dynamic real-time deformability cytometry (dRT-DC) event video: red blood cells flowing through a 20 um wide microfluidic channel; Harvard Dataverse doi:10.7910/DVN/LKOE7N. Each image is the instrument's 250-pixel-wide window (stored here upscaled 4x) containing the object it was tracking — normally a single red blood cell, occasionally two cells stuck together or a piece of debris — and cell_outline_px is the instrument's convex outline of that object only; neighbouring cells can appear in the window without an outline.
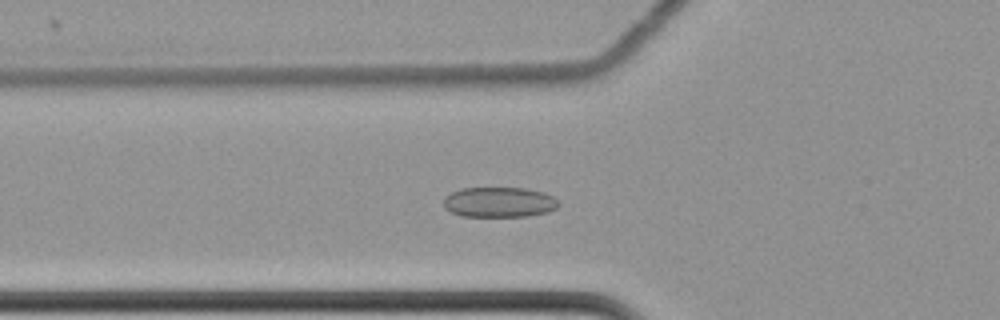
{"species": "common noctule bat (a hibernating species)", "species_latin": "Nyctalus noctula", "temperature_condition": "cold", "stored_images_in_passage": 63, "camera_frame_rate_fps": 3000, "um_per_image_px": 0.085, "animal": {"sex": "female", "body_mass_g": 22.7, "forearm_length_mm": 54.2}, "frame": {"image": 1, "passage_image": 25, "time_ms": 8.0, "image_size_px": [1000, 320], "cell_outline_px": [[560, 204], [556, 208], [548, 212], [528, 216], [460, 216], [444, 208], [444, 196], [460, 188], [524, 188], [544, 192], [552, 196]], "centroid_in_image_um": [42.42, 17.18], "position_along_channel_um": 83.4, "area_um2": 20.29}}
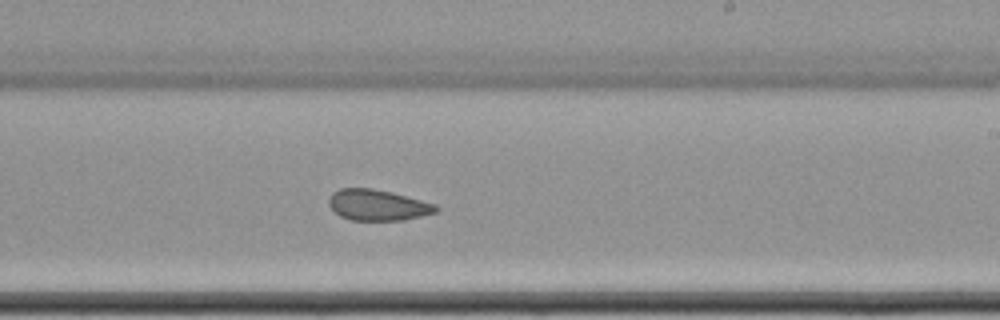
{"frame": {"image": 2, "passage_image": 40, "time_ms": 13.0, "image_size_px": [1000, 320], "cell_outline_px": [[440, 208], [436, 212], [404, 220], [352, 220], [340, 216], [328, 204], [328, 200], [332, 192], [340, 188], [372, 188], [392, 192], [436, 204]], "centroid_in_image_um": [32.1, 17.42], "position_along_channel_um": 256.9, "area_um2": 19.31}}
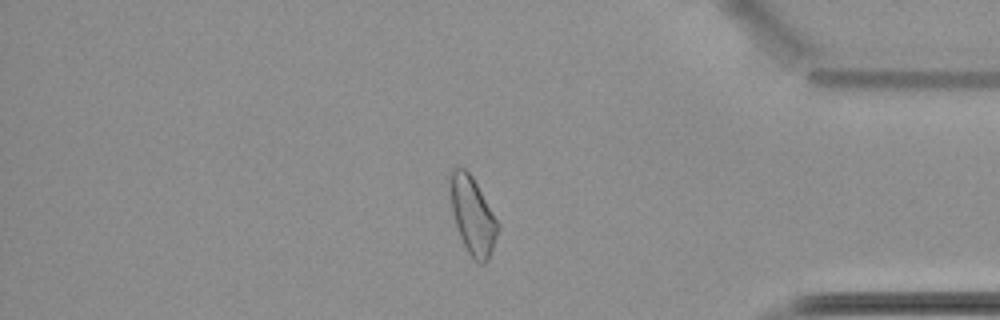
{"frame": {"image": 3, "passage_image": 54, "time_ms": 17.667, "image_size_px": [1000, 320], "cell_outline_px": [[500, 228], [488, 260], [484, 264], [480, 264], [468, 252], [460, 236], [452, 212], [448, 188], [448, 176], [452, 168], [456, 164], [464, 168], [472, 176], [500, 224]], "centroid_in_image_um": [40.15, 18.25], "position_along_channel_um": 395.1, "area_um2": 21.79}, "authors_computed_cell_mechanics": {"area_um2": 21.7906, "velocity_mm_per_s": 3.4759, "shape_relaxation_time_tau1_ms": null, "shape_relaxation_time_tau2_ms": 2.1804, "deformation_change_tau1": null, "deformation_change_tau2": 0.0794}}